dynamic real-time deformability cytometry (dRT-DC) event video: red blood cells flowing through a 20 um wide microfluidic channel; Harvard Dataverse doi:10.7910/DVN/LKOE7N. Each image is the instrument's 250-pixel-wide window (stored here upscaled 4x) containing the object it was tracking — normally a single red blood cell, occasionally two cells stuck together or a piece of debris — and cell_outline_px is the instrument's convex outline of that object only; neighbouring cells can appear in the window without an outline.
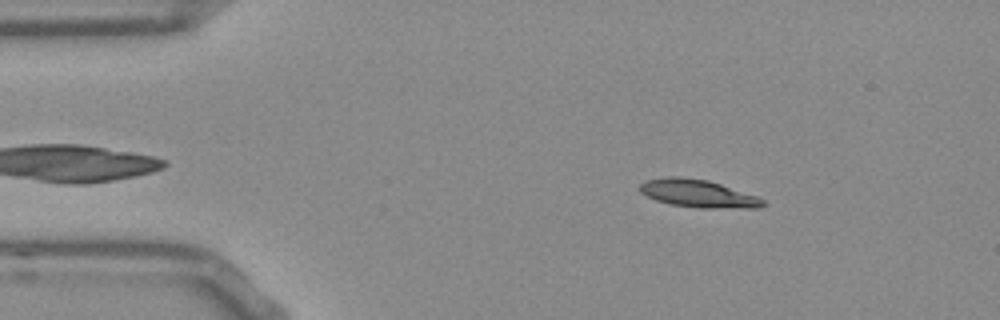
{"species": "Egyptian fruit bat (a non-hibernating species)", "species_latin": "Rousettus aegyptiacus", "temperature_condition": "room temperature", "stored_images_in_passage": 44, "camera_frame_rate_fps": 3000, "um_per_image_px": 0.085, "frame": {"image": 1, "passage_image": 7, "time_ms": 2.0, "image_size_px": [1000, 320], "cell_outline_px": [[764, 204], [760, 208], [696, 208], [672, 204], [656, 200], [640, 192], [640, 184], [644, 180], [664, 176], [680, 176], [708, 180], [756, 196], [764, 200]], "centroid_in_image_um": [59.3, 16.44], "position_along_channel_um": 25.7, "area_um2": 19.88}}
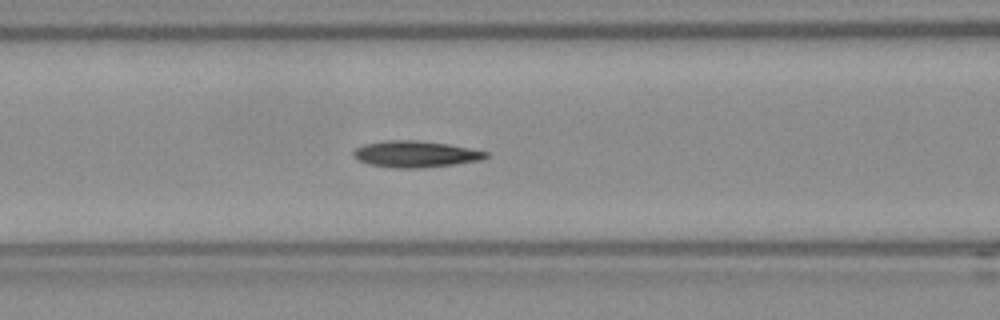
{"frame": {"image": 2, "passage_image": 20, "time_ms": 6.333, "image_size_px": [1000, 320], "cell_outline_px": [[488, 156], [484, 160], [452, 164], [416, 168], [396, 168], [368, 164], [352, 156], [352, 152], [356, 148], [364, 144], [384, 140], [416, 140], [448, 144], [488, 152]], "centroid_in_image_um": [35.29, 13.09], "position_along_channel_um": 131.3, "area_um2": 20.29}}
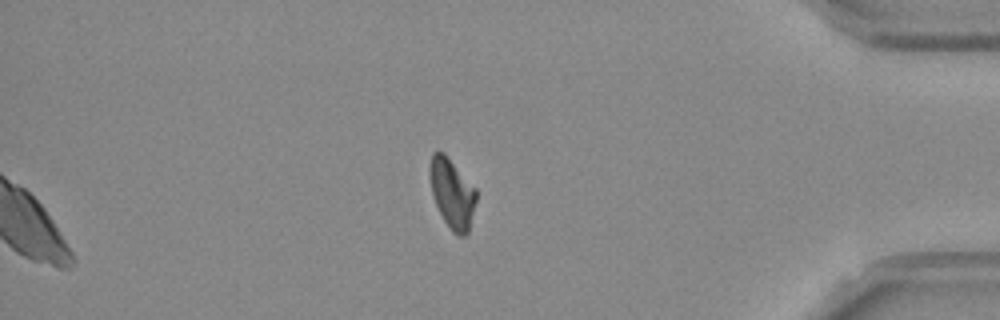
{"frame": {"image": 3, "passage_image": 44, "time_ms": 14.333, "image_size_px": [1000, 320], "cell_outline_px": [[476, 200], [468, 232], [464, 236], [456, 236], [452, 232], [444, 220], [432, 196], [428, 172], [428, 168], [432, 152], [444, 152], [476, 188]], "centroid_in_image_um": [38.4, 16.42], "position_along_channel_um": 396.8, "area_um2": 18.96}, "authors_computed_cell_mechanics": {"area_um2": 19.6231, "velocity_mm_per_s": 3.7877, "shape_relaxation_time_tau1_ms": null, "shape_relaxation_time_tau2_ms": 10.9177, "deformation_change_tau1": null, "deformation_change_tau2": 0.1766}}